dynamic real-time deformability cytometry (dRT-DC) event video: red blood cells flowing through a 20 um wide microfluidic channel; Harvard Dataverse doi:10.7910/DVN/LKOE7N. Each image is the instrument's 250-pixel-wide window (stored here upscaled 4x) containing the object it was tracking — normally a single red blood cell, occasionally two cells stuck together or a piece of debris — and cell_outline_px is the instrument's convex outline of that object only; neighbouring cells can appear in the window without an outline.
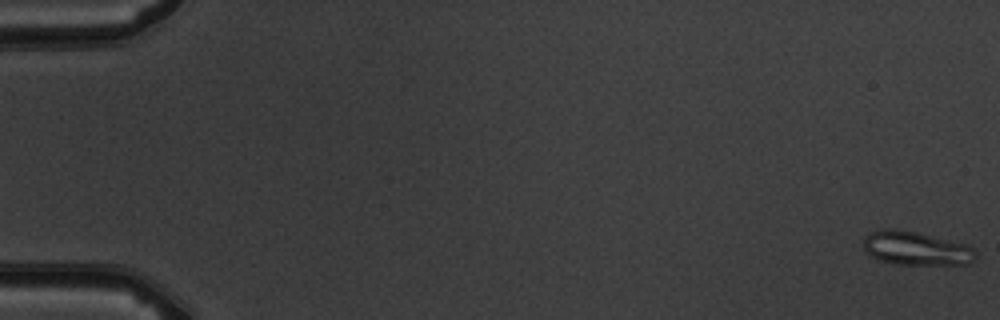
{"species": "common noctule bat (a hibernating species)", "species_latin": "Nyctalus noctula", "temperature_condition": "warm", "stored_images_in_passage": 8, "camera_frame_rate_fps": 3000, "um_per_image_px": 0.085, "animal": {"sex": "male", "body_mass_g": 19.5, "forearm_length_mm": 54.6}, "frame": {"image": 1, "passage_image": 1, "time_ms": 0.0, "image_size_px": [1000, 320], "cell_outline_px": [[976, 260], [968, 264], [896, 264], [880, 260], [872, 256], [864, 248], [864, 236], [868, 232], [880, 228], [896, 228], [916, 232], [964, 244], [972, 248], [976, 252]], "centroid_in_image_um": [77.83, 21.1], "position_along_channel_um": 7.2, "area_um2": 21.96}}
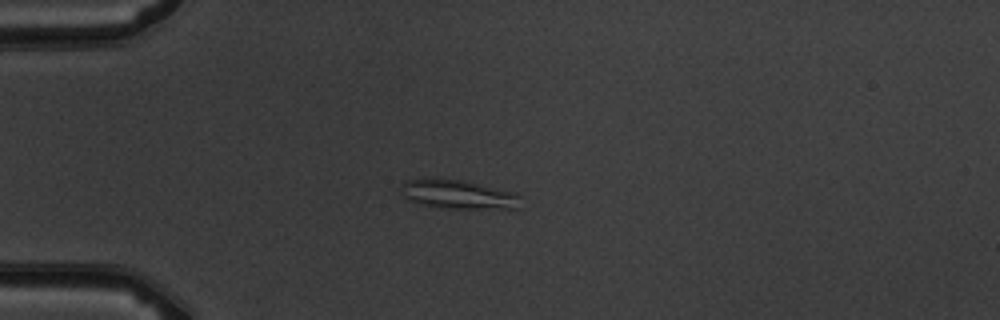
{"frame": {"image": 2, "passage_image": 5, "time_ms": 4.667, "image_size_px": [1000, 320], "cell_outline_px": [[520, 208], [440, 208], [420, 204], [408, 200], [404, 196], [404, 180], [424, 176], [432, 176], [464, 180], [516, 192], [520, 196]], "centroid_in_image_um": [38.93, 16.48], "position_along_channel_um": 46.1, "area_um2": 20.69}}